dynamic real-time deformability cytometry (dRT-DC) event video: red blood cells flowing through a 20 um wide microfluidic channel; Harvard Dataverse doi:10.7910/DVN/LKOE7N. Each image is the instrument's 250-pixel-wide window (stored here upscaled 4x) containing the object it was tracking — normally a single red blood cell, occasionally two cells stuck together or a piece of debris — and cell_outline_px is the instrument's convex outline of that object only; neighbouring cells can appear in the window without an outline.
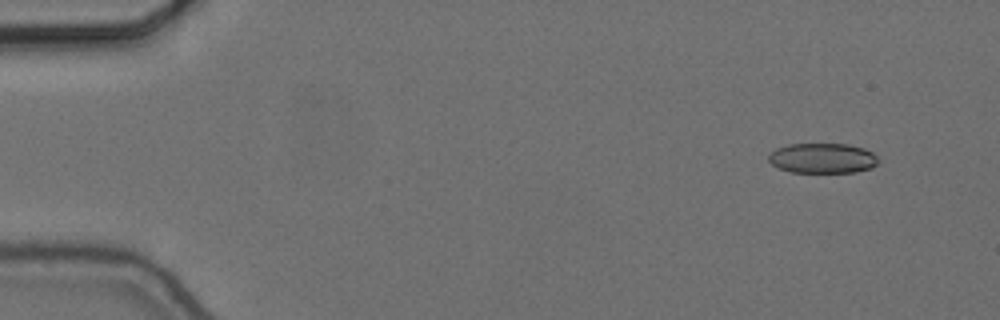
{"species": "common noctule bat (a hibernating species)", "species_latin": "Nyctalus noctula", "temperature_condition": "cold", "stored_images_in_passage": 56, "camera_frame_rate_fps": 3000, "um_per_image_px": 0.085, "animal": {"sex": "female", "body_mass_g": 24.6, "forearm_length_mm": 56.2}, "frame": {"image": 1, "passage_image": 5, "time_ms": 1.333, "image_size_px": [1000, 320], "cell_outline_px": [[880, 160], [872, 168], [856, 172], [792, 172], [780, 168], [772, 164], [768, 160], [768, 156], [776, 148], [788, 144], [848, 144], [864, 148], [872, 152]], "centroid_in_image_um": [69.94, 13.44], "position_along_channel_um": 15.1, "area_um2": 19.25}}
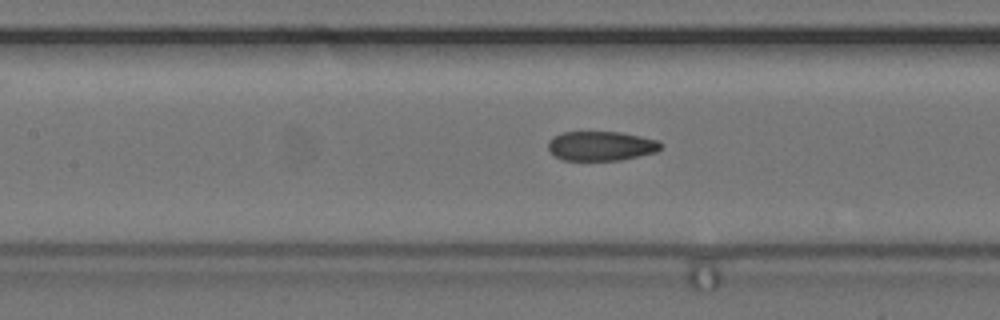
{"frame": {"image": 2, "passage_image": 26, "time_ms": 8.333, "image_size_px": [1000, 320], "cell_outline_px": [[664, 144], [656, 152], [620, 160], [564, 160], [556, 156], [548, 148], [548, 140], [552, 136], [564, 132], [620, 132], [640, 136], [656, 140]], "centroid_in_image_um": [51.08, 12.4], "position_along_channel_um": 156.3, "area_um2": 19.25}}
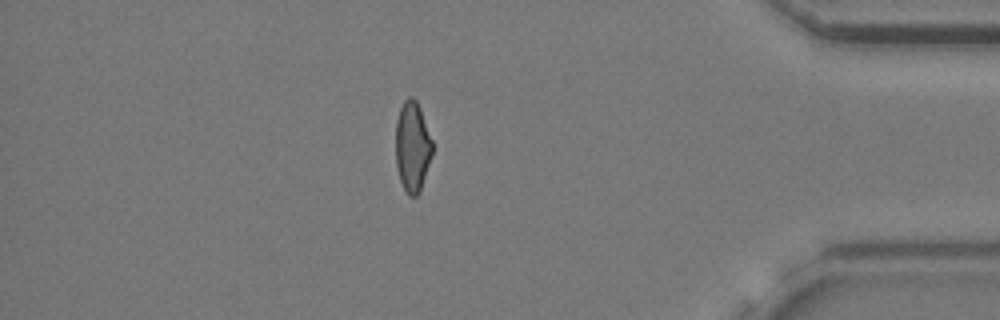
{"frame": {"image": 3, "passage_image": 49, "time_ms": 16.0, "image_size_px": [1000, 320], "cell_outline_px": [[432, 156], [420, 192], [416, 196], [408, 196], [400, 180], [396, 168], [396, 120], [400, 108], [404, 100], [408, 96], [412, 96], [416, 100], [420, 108], [432, 140]], "centroid_in_image_um": [35.05, 12.47], "position_along_channel_um": 400.1, "area_um2": 19.42}, "authors_computed_cell_mechanics": {"area_um2": 20.3167, "velocity_mm_per_s": 3.6689, "shape_relaxation_time_tau1_ms": 9.373, "shape_relaxation_time_tau2_ms": 2.526, "deformation_change_tau1": 0.1779, "deformation_change_tau2": 0.0908}}